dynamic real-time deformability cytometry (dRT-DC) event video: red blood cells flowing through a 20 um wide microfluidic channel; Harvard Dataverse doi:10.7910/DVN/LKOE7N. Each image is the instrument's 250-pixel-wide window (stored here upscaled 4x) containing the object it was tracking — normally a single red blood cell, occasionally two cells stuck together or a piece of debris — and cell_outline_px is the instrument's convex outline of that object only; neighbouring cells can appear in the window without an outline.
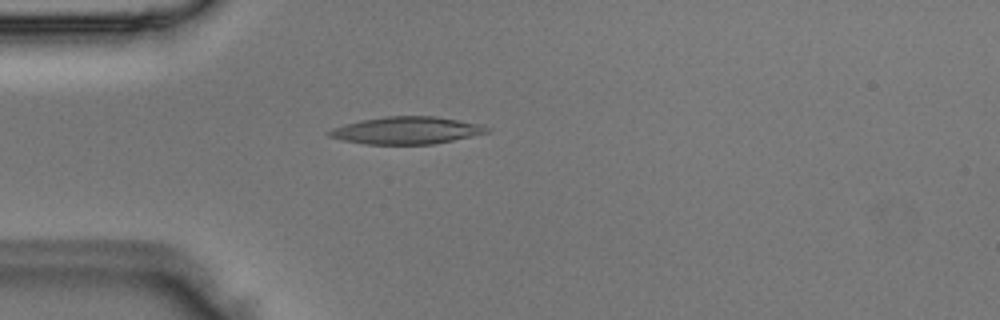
{"species": "Egyptian fruit bat (a non-hibernating species)", "species_latin": "Rousettus aegyptiacus", "temperature_condition": "room temperature", "stored_images_in_passage": 1, "camera_frame_rate_fps": 3000, "um_per_image_px": 0.085, "animal": {"sex": "male"}, "frame": {"image": 1, "passage_image": 1, "time_ms": 0.0, "image_size_px": [1000, 320], "cell_outline_px": [[492, 128], [488, 132], [472, 136], [432, 144], [364, 144], [344, 140], [328, 136], [324, 132], [332, 128], [364, 120], [384, 116], [436, 116], [480, 124]], "centroid_in_image_um": [34.56, 11.08], "position_along_channel_um": 50.4, "area_um2": 24.91}}